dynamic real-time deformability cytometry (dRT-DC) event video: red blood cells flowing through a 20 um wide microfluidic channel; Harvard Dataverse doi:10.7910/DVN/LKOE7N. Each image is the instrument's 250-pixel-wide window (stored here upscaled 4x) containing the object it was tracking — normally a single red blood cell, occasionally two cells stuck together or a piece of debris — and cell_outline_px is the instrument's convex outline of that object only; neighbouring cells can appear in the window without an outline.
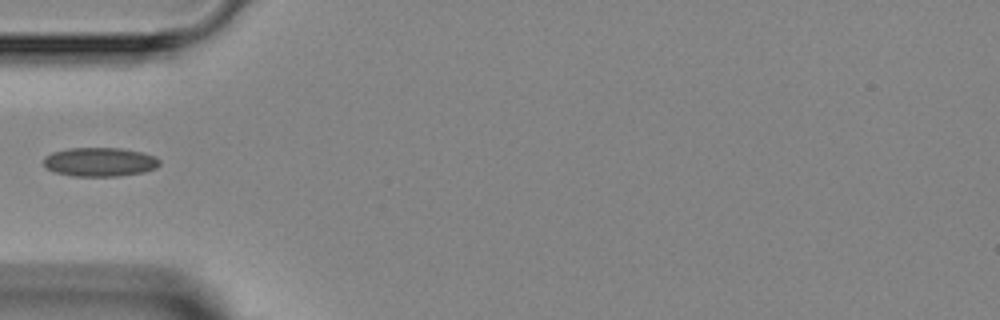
{"species": "Egyptian fruit bat (a non-hibernating species)", "species_latin": "Rousettus aegyptiacus", "temperature_condition": "room temperature", "stored_images_in_passage": 1, "camera_frame_rate_fps": 3000, "um_per_image_px": 0.085, "animal": {"sex": "female"}, "frame": {"image": 1, "passage_image": 1, "time_ms": 0.0, "image_size_px": [1000, 320], "cell_outline_px": [[160, 164], [156, 168], [144, 172], [116, 176], [72, 176], [56, 172], [44, 168], [44, 156], [52, 152], [68, 148], [120, 148], [140, 152], [156, 156], [160, 160]], "centroid_in_image_um": [8.47, 13.76], "position_along_channel_um": 76.5, "area_um2": 19.65}}